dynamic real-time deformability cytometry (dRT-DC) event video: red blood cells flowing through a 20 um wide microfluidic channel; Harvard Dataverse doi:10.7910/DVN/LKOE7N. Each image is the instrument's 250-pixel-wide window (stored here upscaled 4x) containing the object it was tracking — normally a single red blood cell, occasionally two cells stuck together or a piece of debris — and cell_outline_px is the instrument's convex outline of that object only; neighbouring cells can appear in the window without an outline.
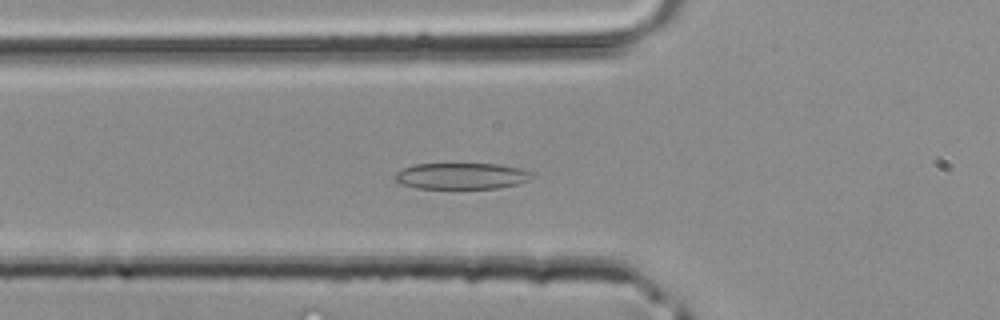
{"species": "common noctule bat (a hibernating species)", "species_latin": "Nyctalus noctula", "temperature_condition": "room temperature", "stored_images_in_passage": 31, "camera_frame_rate_fps": 3000, "um_per_image_px": 0.085, "animal": {"sex": "male", "body_mass_g": 20.4}, "frame": {"image": 1, "passage_image": 8, "time_ms": 2.333, "image_size_px": [1000, 320], "cell_outline_px": [[532, 176], [528, 180], [516, 184], [496, 188], [416, 188], [400, 184], [392, 176], [396, 172], [404, 168], [416, 164], [496, 164], [520, 168], [532, 172]], "centroid_in_image_um": [39.18, 14.96], "position_along_channel_um": 86.6, "area_um2": 20.81}}
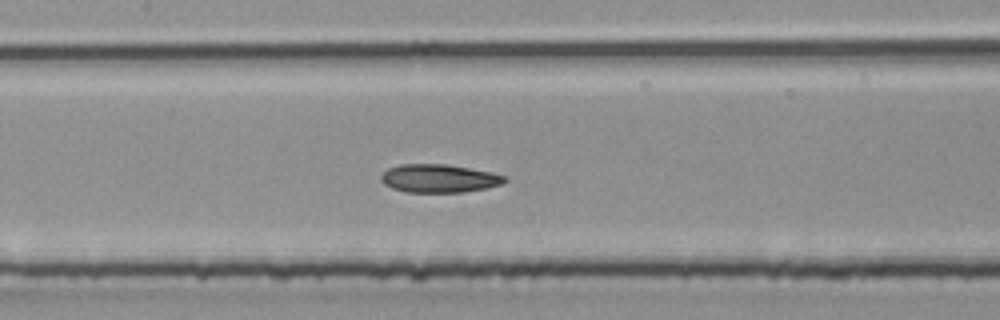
{"frame": {"image": 2, "passage_image": 13, "time_ms": 4.0, "image_size_px": [1000, 320], "cell_outline_px": [[508, 180], [504, 184], [464, 192], [408, 192], [392, 188], [384, 184], [380, 180], [380, 176], [388, 168], [400, 164], [448, 164], [492, 172], [504, 176]], "centroid_in_image_um": [37.32, 15.16], "position_along_channel_um": 170.1, "area_um2": 20.4}}
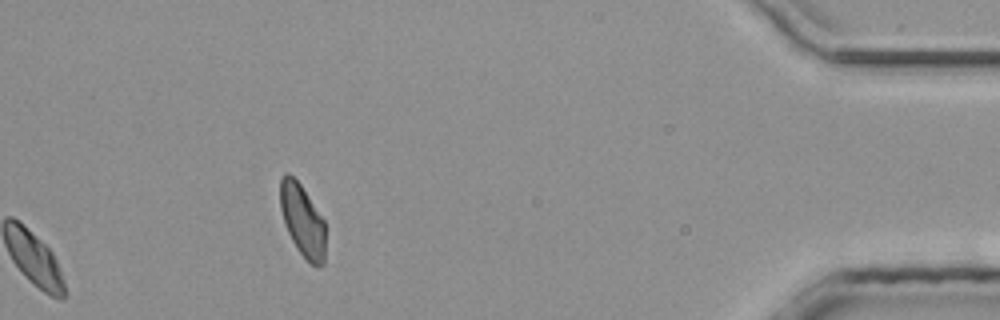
{"frame": {"image": 3, "passage_image": 31, "time_ms": 10.0, "image_size_px": [1000, 320], "cell_outline_px": [[324, 264], [316, 268], [308, 264], [296, 248], [288, 232], [280, 208], [280, 180], [288, 172], [300, 184], [324, 220]], "centroid_in_image_um": [25.71, 18.8], "position_along_channel_um": 409.5, "area_um2": 18.9}}